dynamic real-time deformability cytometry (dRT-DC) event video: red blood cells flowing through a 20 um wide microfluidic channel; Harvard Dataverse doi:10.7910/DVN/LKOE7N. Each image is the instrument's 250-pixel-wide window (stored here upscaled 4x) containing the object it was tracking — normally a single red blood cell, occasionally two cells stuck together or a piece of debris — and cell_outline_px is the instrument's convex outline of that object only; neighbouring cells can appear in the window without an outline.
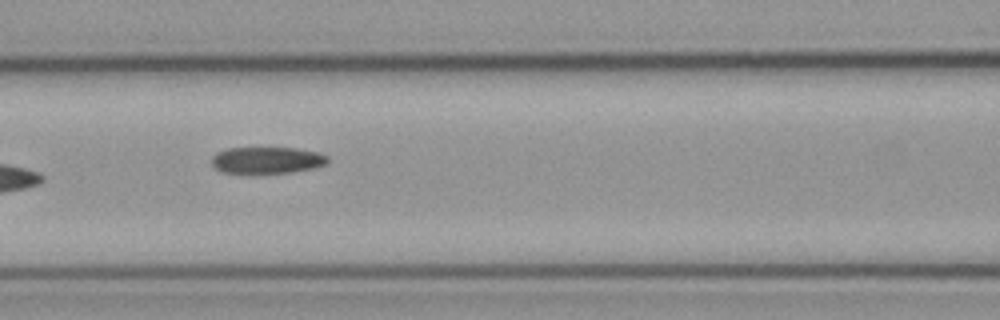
{"species": "common noctule bat (a hibernating species)", "species_latin": "Nyctalus noctula", "temperature_condition": "cold", "stored_images_in_passage": 11, "camera_frame_rate_fps": 3000, "um_per_image_px": 0.085, "animal": {"sex": "male", "body_mass_g": 23.1, "forearm_length_mm": 52.7}, "frame": {"image": 1, "passage_image": 7, "time_ms": 2.0, "image_size_px": [1000, 320], "cell_outline_px": [[328, 164], [312, 168], [288, 172], [252, 176], [248, 176], [224, 172], [216, 168], [212, 164], [212, 156], [216, 152], [228, 148], [296, 148], [320, 152], [328, 156]], "centroid_in_image_um": [22.67, 13.65], "position_along_channel_um": 143.9, "area_um2": 18.73}}
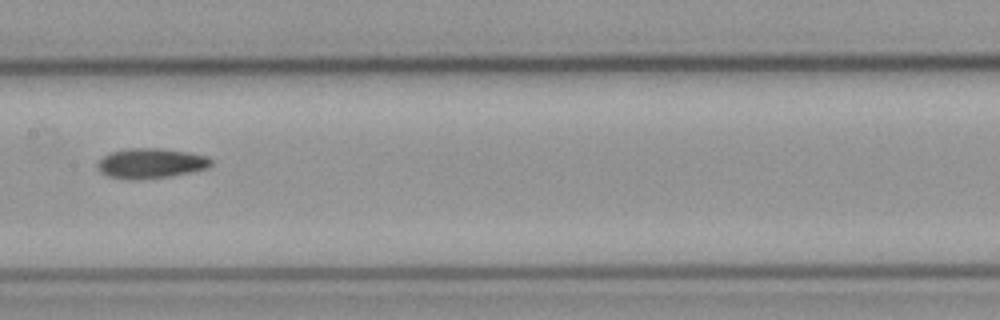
{"frame": {"image": 2, "passage_image": 8, "time_ms": 2.333, "image_size_px": [1000, 320], "cell_outline_px": [[212, 164], [208, 168], [168, 176], [108, 176], [100, 172], [96, 164], [104, 156], [112, 152], [128, 148], [160, 148], [188, 152], [208, 156], [212, 160]], "centroid_in_image_um": [12.88, 13.81], "position_along_channel_um": 194.5, "area_um2": 18.84}}
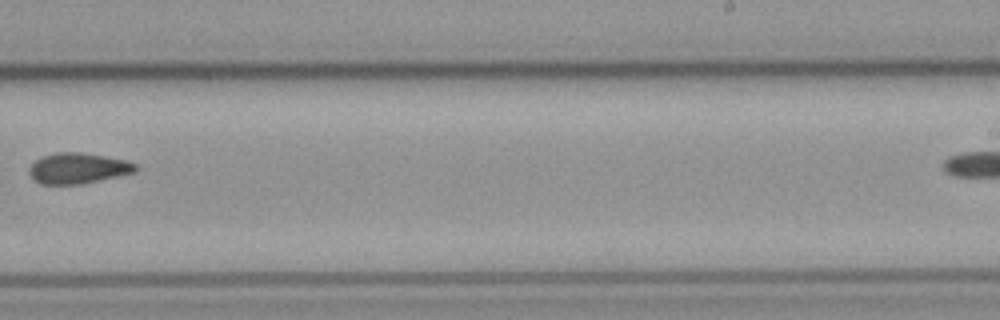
{"frame": {"image": 3, "passage_image": 10, "time_ms": 3.0, "image_size_px": [1000, 320], "cell_outline_px": [[140, 168], [136, 172], [120, 176], [80, 184], [40, 184], [28, 172], [28, 168], [40, 156], [56, 152], [80, 152], [128, 160], [136, 164]], "centroid_in_image_um": [6.66, 14.29], "position_along_channel_um": 282.3, "area_um2": 19.19}}